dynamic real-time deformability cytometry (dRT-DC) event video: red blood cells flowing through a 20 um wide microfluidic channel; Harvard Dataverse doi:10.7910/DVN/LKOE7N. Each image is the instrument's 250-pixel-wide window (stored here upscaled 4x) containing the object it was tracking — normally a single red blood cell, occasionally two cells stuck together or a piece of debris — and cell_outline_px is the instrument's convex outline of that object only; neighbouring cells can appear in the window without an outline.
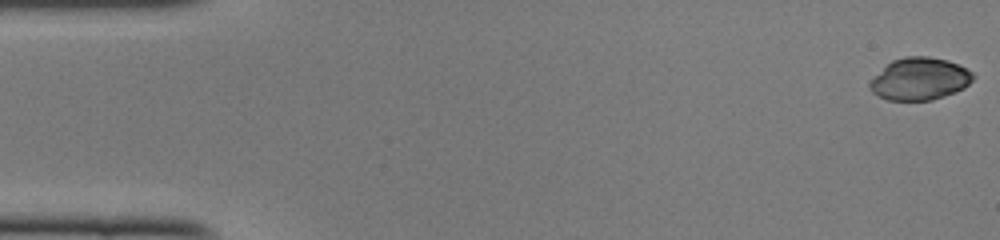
{"species": "common noctule bat (a hibernating species)", "species_latin": "Nyctalus noctula", "temperature_condition": "cold", "stored_images_in_passage": 49, "camera_frame_rate_fps": 3000, "um_per_image_px": 0.085, "animal": {"sex": "female", "body_mass_g": 22.0, "forearm_length_mm": 56.7}, "frame": {"image": 1, "passage_image": 1, "time_ms": 0.0, "image_size_px": [1000, 240], "cell_outline_px": [[976, 76], [964, 88], [956, 92], [932, 100], [888, 100], [872, 92], [868, 84], [892, 60], [904, 56], [928, 56], [948, 60], [972, 72]], "centroid_in_image_um": [78.2, 6.7], "position_along_channel_um": 6.8, "area_um2": 25.2}}
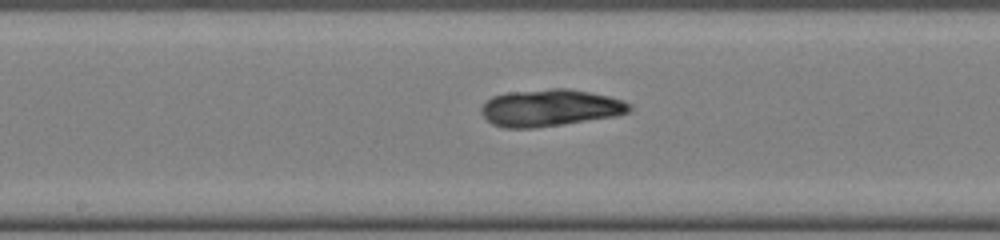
{"frame": {"image": 2, "passage_image": 25, "time_ms": 8.0, "image_size_px": [1000, 240], "cell_outline_px": [[632, 108], [628, 112], [616, 116], [536, 128], [504, 128], [492, 124], [480, 112], [480, 108], [492, 96], [508, 92], [552, 88], [568, 88], [608, 96], [624, 100], [632, 104]], "centroid_in_image_um": [46.76, 9.16], "position_along_channel_um": 201.4, "area_um2": 32.02}}
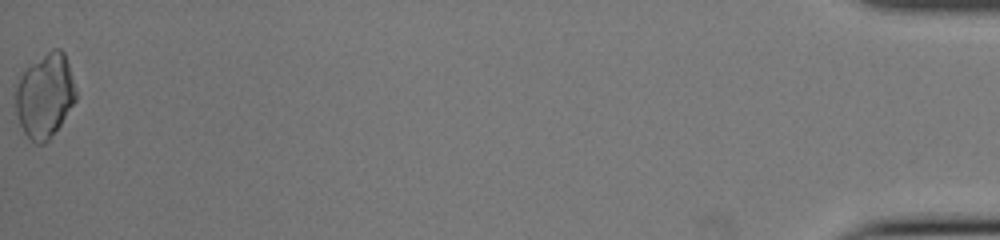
{"frame": {"image": 3, "passage_image": 49, "time_ms": 16.0, "image_size_px": [1000, 240], "cell_outline_px": [[76, 100], [60, 124], [48, 140], [44, 144], [36, 144], [24, 132], [20, 124], [12, 104], [16, 84], [20, 76], [32, 64], [52, 48], [60, 48], [64, 52], [76, 88]], "centroid_in_image_um": [3.78, 8.14], "position_along_channel_um": 431.4, "area_um2": 29.59}, "authors_computed_cell_mechanics": {"area_um2": 29.5936, "velocity_mm_per_s": 4.1167, "shape_relaxation_time_tau1_ms": 4.4626, "shape_relaxation_time_tau2_ms": 1.3794, "deformation_change_tau1": 0.1435, "deformation_change_tau2": 0.0627}}